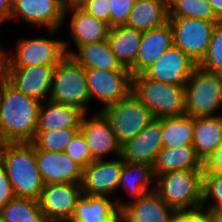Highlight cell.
I'll return each mask as SVG.
<instances>
[{
    "mask_svg": "<svg viewBox=\"0 0 222 222\" xmlns=\"http://www.w3.org/2000/svg\"><path fill=\"white\" fill-rule=\"evenodd\" d=\"M163 147L177 148L192 145L193 117L188 115L162 117Z\"/></svg>",
    "mask_w": 222,
    "mask_h": 222,
    "instance_id": "30",
    "label": "cell"
},
{
    "mask_svg": "<svg viewBox=\"0 0 222 222\" xmlns=\"http://www.w3.org/2000/svg\"><path fill=\"white\" fill-rule=\"evenodd\" d=\"M69 43L64 41L66 55H71L84 68L109 70H129L121 65L111 50L108 40L88 43L70 50Z\"/></svg>",
    "mask_w": 222,
    "mask_h": 222,
    "instance_id": "23",
    "label": "cell"
},
{
    "mask_svg": "<svg viewBox=\"0 0 222 222\" xmlns=\"http://www.w3.org/2000/svg\"><path fill=\"white\" fill-rule=\"evenodd\" d=\"M197 66L204 71L222 75V22L215 26L206 54Z\"/></svg>",
    "mask_w": 222,
    "mask_h": 222,
    "instance_id": "34",
    "label": "cell"
},
{
    "mask_svg": "<svg viewBox=\"0 0 222 222\" xmlns=\"http://www.w3.org/2000/svg\"><path fill=\"white\" fill-rule=\"evenodd\" d=\"M80 7L94 18L107 23L110 27V0H86Z\"/></svg>",
    "mask_w": 222,
    "mask_h": 222,
    "instance_id": "38",
    "label": "cell"
},
{
    "mask_svg": "<svg viewBox=\"0 0 222 222\" xmlns=\"http://www.w3.org/2000/svg\"><path fill=\"white\" fill-rule=\"evenodd\" d=\"M185 102V115L193 118L217 116L216 111L222 107V75L197 66L185 85Z\"/></svg>",
    "mask_w": 222,
    "mask_h": 222,
    "instance_id": "5",
    "label": "cell"
},
{
    "mask_svg": "<svg viewBox=\"0 0 222 222\" xmlns=\"http://www.w3.org/2000/svg\"><path fill=\"white\" fill-rule=\"evenodd\" d=\"M71 13L69 21V36L76 44V48L88 43H96L107 40L110 27L107 23L94 18L80 6H69L65 8V16Z\"/></svg>",
    "mask_w": 222,
    "mask_h": 222,
    "instance_id": "22",
    "label": "cell"
},
{
    "mask_svg": "<svg viewBox=\"0 0 222 222\" xmlns=\"http://www.w3.org/2000/svg\"><path fill=\"white\" fill-rule=\"evenodd\" d=\"M0 163L6 170L15 197L40 199L45 184L38 170L32 143L0 144Z\"/></svg>",
    "mask_w": 222,
    "mask_h": 222,
    "instance_id": "2",
    "label": "cell"
},
{
    "mask_svg": "<svg viewBox=\"0 0 222 222\" xmlns=\"http://www.w3.org/2000/svg\"><path fill=\"white\" fill-rule=\"evenodd\" d=\"M175 212L154 190L126 201L121 208L120 222H171Z\"/></svg>",
    "mask_w": 222,
    "mask_h": 222,
    "instance_id": "19",
    "label": "cell"
},
{
    "mask_svg": "<svg viewBox=\"0 0 222 222\" xmlns=\"http://www.w3.org/2000/svg\"><path fill=\"white\" fill-rule=\"evenodd\" d=\"M87 89L91 101L93 98L103 103L99 110L117 103L132 91L130 70H103L85 68Z\"/></svg>",
    "mask_w": 222,
    "mask_h": 222,
    "instance_id": "9",
    "label": "cell"
},
{
    "mask_svg": "<svg viewBox=\"0 0 222 222\" xmlns=\"http://www.w3.org/2000/svg\"><path fill=\"white\" fill-rule=\"evenodd\" d=\"M153 188L175 211L201 209L203 170H177L158 175Z\"/></svg>",
    "mask_w": 222,
    "mask_h": 222,
    "instance_id": "3",
    "label": "cell"
},
{
    "mask_svg": "<svg viewBox=\"0 0 222 222\" xmlns=\"http://www.w3.org/2000/svg\"><path fill=\"white\" fill-rule=\"evenodd\" d=\"M208 3L211 5L216 18L222 22V0H208Z\"/></svg>",
    "mask_w": 222,
    "mask_h": 222,
    "instance_id": "45",
    "label": "cell"
},
{
    "mask_svg": "<svg viewBox=\"0 0 222 222\" xmlns=\"http://www.w3.org/2000/svg\"><path fill=\"white\" fill-rule=\"evenodd\" d=\"M100 112L109 121L121 146L135 138L154 119L151 111L133 91Z\"/></svg>",
    "mask_w": 222,
    "mask_h": 222,
    "instance_id": "7",
    "label": "cell"
},
{
    "mask_svg": "<svg viewBox=\"0 0 222 222\" xmlns=\"http://www.w3.org/2000/svg\"><path fill=\"white\" fill-rule=\"evenodd\" d=\"M41 101L18 91L0 77V134L2 143H32Z\"/></svg>",
    "mask_w": 222,
    "mask_h": 222,
    "instance_id": "1",
    "label": "cell"
},
{
    "mask_svg": "<svg viewBox=\"0 0 222 222\" xmlns=\"http://www.w3.org/2000/svg\"><path fill=\"white\" fill-rule=\"evenodd\" d=\"M15 45V51L10 52L8 67L56 66L66 56L64 40L23 38Z\"/></svg>",
    "mask_w": 222,
    "mask_h": 222,
    "instance_id": "10",
    "label": "cell"
},
{
    "mask_svg": "<svg viewBox=\"0 0 222 222\" xmlns=\"http://www.w3.org/2000/svg\"><path fill=\"white\" fill-rule=\"evenodd\" d=\"M11 182L4 166L0 163V209L14 198Z\"/></svg>",
    "mask_w": 222,
    "mask_h": 222,
    "instance_id": "40",
    "label": "cell"
},
{
    "mask_svg": "<svg viewBox=\"0 0 222 222\" xmlns=\"http://www.w3.org/2000/svg\"><path fill=\"white\" fill-rule=\"evenodd\" d=\"M123 168V159L92 161L83 169L82 194L90 196H114Z\"/></svg>",
    "mask_w": 222,
    "mask_h": 222,
    "instance_id": "14",
    "label": "cell"
},
{
    "mask_svg": "<svg viewBox=\"0 0 222 222\" xmlns=\"http://www.w3.org/2000/svg\"><path fill=\"white\" fill-rule=\"evenodd\" d=\"M153 167L146 163H130L123 161L121 177L118 185L124 188L132 200L142 197L145 193L155 189L148 187L155 182Z\"/></svg>",
    "mask_w": 222,
    "mask_h": 222,
    "instance_id": "29",
    "label": "cell"
},
{
    "mask_svg": "<svg viewBox=\"0 0 222 222\" xmlns=\"http://www.w3.org/2000/svg\"><path fill=\"white\" fill-rule=\"evenodd\" d=\"M136 0H110V28L126 25Z\"/></svg>",
    "mask_w": 222,
    "mask_h": 222,
    "instance_id": "37",
    "label": "cell"
},
{
    "mask_svg": "<svg viewBox=\"0 0 222 222\" xmlns=\"http://www.w3.org/2000/svg\"><path fill=\"white\" fill-rule=\"evenodd\" d=\"M12 0H0V22L11 20Z\"/></svg>",
    "mask_w": 222,
    "mask_h": 222,
    "instance_id": "42",
    "label": "cell"
},
{
    "mask_svg": "<svg viewBox=\"0 0 222 222\" xmlns=\"http://www.w3.org/2000/svg\"><path fill=\"white\" fill-rule=\"evenodd\" d=\"M173 45V32L170 23L142 32L138 55L133 67L132 76L143 74L163 53Z\"/></svg>",
    "mask_w": 222,
    "mask_h": 222,
    "instance_id": "20",
    "label": "cell"
},
{
    "mask_svg": "<svg viewBox=\"0 0 222 222\" xmlns=\"http://www.w3.org/2000/svg\"><path fill=\"white\" fill-rule=\"evenodd\" d=\"M162 118H154L135 138L121 146L123 161L153 166L157 153L163 148Z\"/></svg>",
    "mask_w": 222,
    "mask_h": 222,
    "instance_id": "18",
    "label": "cell"
},
{
    "mask_svg": "<svg viewBox=\"0 0 222 222\" xmlns=\"http://www.w3.org/2000/svg\"><path fill=\"white\" fill-rule=\"evenodd\" d=\"M203 173L222 174V142L215 151L203 161Z\"/></svg>",
    "mask_w": 222,
    "mask_h": 222,
    "instance_id": "39",
    "label": "cell"
},
{
    "mask_svg": "<svg viewBox=\"0 0 222 222\" xmlns=\"http://www.w3.org/2000/svg\"><path fill=\"white\" fill-rule=\"evenodd\" d=\"M35 158L45 185L82 183L83 168L65 152L35 150Z\"/></svg>",
    "mask_w": 222,
    "mask_h": 222,
    "instance_id": "17",
    "label": "cell"
},
{
    "mask_svg": "<svg viewBox=\"0 0 222 222\" xmlns=\"http://www.w3.org/2000/svg\"><path fill=\"white\" fill-rule=\"evenodd\" d=\"M49 100L80 108L87 114L91 102L85 68L71 55H66L54 68Z\"/></svg>",
    "mask_w": 222,
    "mask_h": 222,
    "instance_id": "6",
    "label": "cell"
},
{
    "mask_svg": "<svg viewBox=\"0 0 222 222\" xmlns=\"http://www.w3.org/2000/svg\"><path fill=\"white\" fill-rule=\"evenodd\" d=\"M155 178L169 171L203 170V162L197 156L192 145L177 148L163 147L156 156L153 164Z\"/></svg>",
    "mask_w": 222,
    "mask_h": 222,
    "instance_id": "26",
    "label": "cell"
},
{
    "mask_svg": "<svg viewBox=\"0 0 222 222\" xmlns=\"http://www.w3.org/2000/svg\"><path fill=\"white\" fill-rule=\"evenodd\" d=\"M142 32L133 28L115 26L110 28L108 42L115 57L121 65L131 69L138 55Z\"/></svg>",
    "mask_w": 222,
    "mask_h": 222,
    "instance_id": "28",
    "label": "cell"
},
{
    "mask_svg": "<svg viewBox=\"0 0 222 222\" xmlns=\"http://www.w3.org/2000/svg\"><path fill=\"white\" fill-rule=\"evenodd\" d=\"M3 222H47L38 200L14 197L0 209Z\"/></svg>",
    "mask_w": 222,
    "mask_h": 222,
    "instance_id": "31",
    "label": "cell"
},
{
    "mask_svg": "<svg viewBox=\"0 0 222 222\" xmlns=\"http://www.w3.org/2000/svg\"><path fill=\"white\" fill-rule=\"evenodd\" d=\"M64 0H12L11 19L44 27L49 34L60 29L65 17Z\"/></svg>",
    "mask_w": 222,
    "mask_h": 222,
    "instance_id": "11",
    "label": "cell"
},
{
    "mask_svg": "<svg viewBox=\"0 0 222 222\" xmlns=\"http://www.w3.org/2000/svg\"><path fill=\"white\" fill-rule=\"evenodd\" d=\"M64 152L83 169L94 161L89 146L80 131L72 138Z\"/></svg>",
    "mask_w": 222,
    "mask_h": 222,
    "instance_id": "36",
    "label": "cell"
},
{
    "mask_svg": "<svg viewBox=\"0 0 222 222\" xmlns=\"http://www.w3.org/2000/svg\"><path fill=\"white\" fill-rule=\"evenodd\" d=\"M168 21V0H136L125 26L145 32Z\"/></svg>",
    "mask_w": 222,
    "mask_h": 222,
    "instance_id": "25",
    "label": "cell"
},
{
    "mask_svg": "<svg viewBox=\"0 0 222 222\" xmlns=\"http://www.w3.org/2000/svg\"><path fill=\"white\" fill-rule=\"evenodd\" d=\"M168 22L173 32V45L198 64L205 56L213 30L219 22L196 18H169Z\"/></svg>",
    "mask_w": 222,
    "mask_h": 222,
    "instance_id": "8",
    "label": "cell"
},
{
    "mask_svg": "<svg viewBox=\"0 0 222 222\" xmlns=\"http://www.w3.org/2000/svg\"><path fill=\"white\" fill-rule=\"evenodd\" d=\"M169 18H196L220 22L208 0H168Z\"/></svg>",
    "mask_w": 222,
    "mask_h": 222,
    "instance_id": "32",
    "label": "cell"
},
{
    "mask_svg": "<svg viewBox=\"0 0 222 222\" xmlns=\"http://www.w3.org/2000/svg\"><path fill=\"white\" fill-rule=\"evenodd\" d=\"M81 196V183L46 184L38 201L46 221L56 222L71 218Z\"/></svg>",
    "mask_w": 222,
    "mask_h": 222,
    "instance_id": "12",
    "label": "cell"
},
{
    "mask_svg": "<svg viewBox=\"0 0 222 222\" xmlns=\"http://www.w3.org/2000/svg\"><path fill=\"white\" fill-rule=\"evenodd\" d=\"M222 142V115L193 118V141L197 156L203 162Z\"/></svg>",
    "mask_w": 222,
    "mask_h": 222,
    "instance_id": "27",
    "label": "cell"
},
{
    "mask_svg": "<svg viewBox=\"0 0 222 222\" xmlns=\"http://www.w3.org/2000/svg\"><path fill=\"white\" fill-rule=\"evenodd\" d=\"M86 0H64L66 7L69 6H80Z\"/></svg>",
    "mask_w": 222,
    "mask_h": 222,
    "instance_id": "46",
    "label": "cell"
},
{
    "mask_svg": "<svg viewBox=\"0 0 222 222\" xmlns=\"http://www.w3.org/2000/svg\"><path fill=\"white\" fill-rule=\"evenodd\" d=\"M79 128H58L52 131H37L32 142L35 150L64 152Z\"/></svg>",
    "mask_w": 222,
    "mask_h": 222,
    "instance_id": "33",
    "label": "cell"
},
{
    "mask_svg": "<svg viewBox=\"0 0 222 222\" xmlns=\"http://www.w3.org/2000/svg\"><path fill=\"white\" fill-rule=\"evenodd\" d=\"M109 198L82 194L71 219L78 222H120L121 208L125 202Z\"/></svg>",
    "mask_w": 222,
    "mask_h": 222,
    "instance_id": "21",
    "label": "cell"
},
{
    "mask_svg": "<svg viewBox=\"0 0 222 222\" xmlns=\"http://www.w3.org/2000/svg\"><path fill=\"white\" fill-rule=\"evenodd\" d=\"M86 113L72 105L53 102L41 103L37 131H52L58 128H80Z\"/></svg>",
    "mask_w": 222,
    "mask_h": 222,
    "instance_id": "24",
    "label": "cell"
},
{
    "mask_svg": "<svg viewBox=\"0 0 222 222\" xmlns=\"http://www.w3.org/2000/svg\"><path fill=\"white\" fill-rule=\"evenodd\" d=\"M56 222H78V221H75V220H72L71 218H69V219L59 220V221H56Z\"/></svg>",
    "mask_w": 222,
    "mask_h": 222,
    "instance_id": "47",
    "label": "cell"
},
{
    "mask_svg": "<svg viewBox=\"0 0 222 222\" xmlns=\"http://www.w3.org/2000/svg\"><path fill=\"white\" fill-rule=\"evenodd\" d=\"M55 67L45 65L7 67L4 78L18 91L44 102L49 98Z\"/></svg>",
    "mask_w": 222,
    "mask_h": 222,
    "instance_id": "15",
    "label": "cell"
},
{
    "mask_svg": "<svg viewBox=\"0 0 222 222\" xmlns=\"http://www.w3.org/2000/svg\"><path fill=\"white\" fill-rule=\"evenodd\" d=\"M9 60H10V52L6 53V51L2 49L0 43V77H4L7 67L9 66Z\"/></svg>",
    "mask_w": 222,
    "mask_h": 222,
    "instance_id": "44",
    "label": "cell"
},
{
    "mask_svg": "<svg viewBox=\"0 0 222 222\" xmlns=\"http://www.w3.org/2000/svg\"><path fill=\"white\" fill-rule=\"evenodd\" d=\"M197 63L179 47L172 45L143 75L153 81L186 85Z\"/></svg>",
    "mask_w": 222,
    "mask_h": 222,
    "instance_id": "13",
    "label": "cell"
},
{
    "mask_svg": "<svg viewBox=\"0 0 222 222\" xmlns=\"http://www.w3.org/2000/svg\"><path fill=\"white\" fill-rule=\"evenodd\" d=\"M171 222H207L202 209L191 211H176Z\"/></svg>",
    "mask_w": 222,
    "mask_h": 222,
    "instance_id": "41",
    "label": "cell"
},
{
    "mask_svg": "<svg viewBox=\"0 0 222 222\" xmlns=\"http://www.w3.org/2000/svg\"><path fill=\"white\" fill-rule=\"evenodd\" d=\"M97 112L91 119L86 114L83 116L79 131L84 136L94 161L104 160L109 153L118 158L121 156V145L109 121L101 112Z\"/></svg>",
    "mask_w": 222,
    "mask_h": 222,
    "instance_id": "16",
    "label": "cell"
},
{
    "mask_svg": "<svg viewBox=\"0 0 222 222\" xmlns=\"http://www.w3.org/2000/svg\"><path fill=\"white\" fill-rule=\"evenodd\" d=\"M207 222H222V208L202 209Z\"/></svg>",
    "mask_w": 222,
    "mask_h": 222,
    "instance_id": "43",
    "label": "cell"
},
{
    "mask_svg": "<svg viewBox=\"0 0 222 222\" xmlns=\"http://www.w3.org/2000/svg\"><path fill=\"white\" fill-rule=\"evenodd\" d=\"M132 91L154 118L182 116L186 112L185 85L157 82L139 74L132 77Z\"/></svg>",
    "mask_w": 222,
    "mask_h": 222,
    "instance_id": "4",
    "label": "cell"
},
{
    "mask_svg": "<svg viewBox=\"0 0 222 222\" xmlns=\"http://www.w3.org/2000/svg\"><path fill=\"white\" fill-rule=\"evenodd\" d=\"M209 197L213 201L207 204L206 202L210 200ZM217 208H222V174L203 173L201 209Z\"/></svg>",
    "mask_w": 222,
    "mask_h": 222,
    "instance_id": "35",
    "label": "cell"
}]
</instances>
